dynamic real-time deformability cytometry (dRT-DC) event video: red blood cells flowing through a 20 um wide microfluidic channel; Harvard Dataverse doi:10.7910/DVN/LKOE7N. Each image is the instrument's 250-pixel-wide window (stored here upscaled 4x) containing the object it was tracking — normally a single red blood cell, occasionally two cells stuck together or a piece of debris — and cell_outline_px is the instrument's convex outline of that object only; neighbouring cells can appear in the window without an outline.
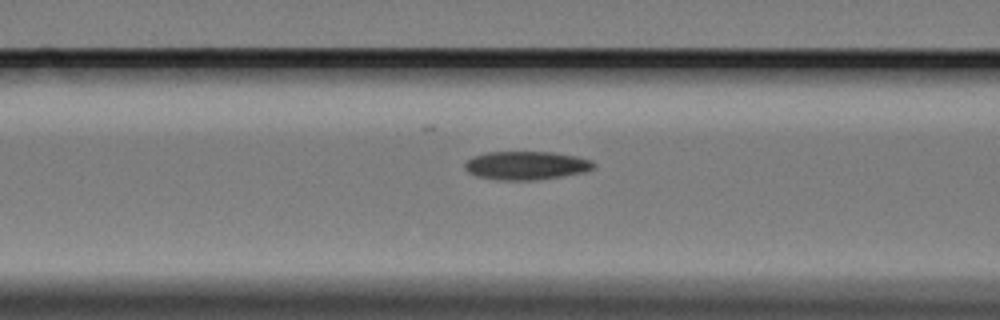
{"species": "Egyptian fruit bat (a non-hibernating species)", "species_latin": "Rousettus aegyptiacus", "temperature_condition": "cold", "stored_images_in_passage": 13, "camera_frame_rate_fps": 3000, "um_per_image_px": 0.085, "animal": {"sex": "female"}, "frame": {"image": 1, "passage_image": 11, "time_ms": 3.333, "image_size_px": [1000, 320], "cell_outline_px": [[596, 168], [584, 172], [536, 180], [496, 180], [476, 176], [468, 172], [464, 168], [464, 164], [472, 156], [488, 152], [552, 152], [576, 156], [592, 160], [596, 164]], "centroid_in_image_um": [44.73, 14.06], "position_along_channel_um": 121.9, "area_um2": 21.5}}